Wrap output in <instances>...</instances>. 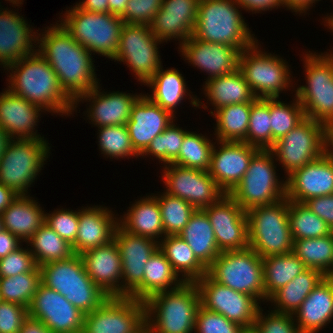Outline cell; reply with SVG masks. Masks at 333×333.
<instances>
[{
	"label": "cell",
	"instance_id": "cell-13",
	"mask_svg": "<svg viewBox=\"0 0 333 333\" xmlns=\"http://www.w3.org/2000/svg\"><path fill=\"white\" fill-rule=\"evenodd\" d=\"M276 161L286 173L314 161L328 151V127L321 122L305 118L270 148Z\"/></svg>",
	"mask_w": 333,
	"mask_h": 333
},
{
	"label": "cell",
	"instance_id": "cell-6",
	"mask_svg": "<svg viewBox=\"0 0 333 333\" xmlns=\"http://www.w3.org/2000/svg\"><path fill=\"white\" fill-rule=\"evenodd\" d=\"M59 20L61 26L91 54L114 59L124 21L110 13H94L76 4L66 10Z\"/></svg>",
	"mask_w": 333,
	"mask_h": 333
},
{
	"label": "cell",
	"instance_id": "cell-15",
	"mask_svg": "<svg viewBox=\"0 0 333 333\" xmlns=\"http://www.w3.org/2000/svg\"><path fill=\"white\" fill-rule=\"evenodd\" d=\"M195 283L202 307L222 314L226 319L239 324L247 331L252 329L261 308V303L255 297L221 285L208 274Z\"/></svg>",
	"mask_w": 333,
	"mask_h": 333
},
{
	"label": "cell",
	"instance_id": "cell-7",
	"mask_svg": "<svg viewBox=\"0 0 333 333\" xmlns=\"http://www.w3.org/2000/svg\"><path fill=\"white\" fill-rule=\"evenodd\" d=\"M288 212L287 197L246 211L249 247L261 258L290 254L293 251Z\"/></svg>",
	"mask_w": 333,
	"mask_h": 333
},
{
	"label": "cell",
	"instance_id": "cell-55",
	"mask_svg": "<svg viewBox=\"0 0 333 333\" xmlns=\"http://www.w3.org/2000/svg\"><path fill=\"white\" fill-rule=\"evenodd\" d=\"M26 247L27 249L22 246L6 257L0 258V278L34 271L38 267L33 254L28 246Z\"/></svg>",
	"mask_w": 333,
	"mask_h": 333
},
{
	"label": "cell",
	"instance_id": "cell-66",
	"mask_svg": "<svg viewBox=\"0 0 333 333\" xmlns=\"http://www.w3.org/2000/svg\"><path fill=\"white\" fill-rule=\"evenodd\" d=\"M11 140L9 134L0 126V159L3 155L5 147L8 145Z\"/></svg>",
	"mask_w": 333,
	"mask_h": 333
},
{
	"label": "cell",
	"instance_id": "cell-52",
	"mask_svg": "<svg viewBox=\"0 0 333 333\" xmlns=\"http://www.w3.org/2000/svg\"><path fill=\"white\" fill-rule=\"evenodd\" d=\"M263 313L262 307L259 309L254 326L250 330L252 333H300L293 314L268 311Z\"/></svg>",
	"mask_w": 333,
	"mask_h": 333
},
{
	"label": "cell",
	"instance_id": "cell-31",
	"mask_svg": "<svg viewBox=\"0 0 333 333\" xmlns=\"http://www.w3.org/2000/svg\"><path fill=\"white\" fill-rule=\"evenodd\" d=\"M300 333H317L333 318V276H324L293 314Z\"/></svg>",
	"mask_w": 333,
	"mask_h": 333
},
{
	"label": "cell",
	"instance_id": "cell-41",
	"mask_svg": "<svg viewBox=\"0 0 333 333\" xmlns=\"http://www.w3.org/2000/svg\"><path fill=\"white\" fill-rule=\"evenodd\" d=\"M27 244L38 267L50 262L66 260L75 254L72 245L62 239L46 223L28 239Z\"/></svg>",
	"mask_w": 333,
	"mask_h": 333
},
{
	"label": "cell",
	"instance_id": "cell-8",
	"mask_svg": "<svg viewBox=\"0 0 333 333\" xmlns=\"http://www.w3.org/2000/svg\"><path fill=\"white\" fill-rule=\"evenodd\" d=\"M303 63L306 85L298 86L295 96L302 105L305 117L333 125V52H305Z\"/></svg>",
	"mask_w": 333,
	"mask_h": 333
},
{
	"label": "cell",
	"instance_id": "cell-17",
	"mask_svg": "<svg viewBox=\"0 0 333 333\" xmlns=\"http://www.w3.org/2000/svg\"><path fill=\"white\" fill-rule=\"evenodd\" d=\"M115 240L122 260V297L143 301L144 267L149 258L159 249L155 239L124 231L117 225Z\"/></svg>",
	"mask_w": 333,
	"mask_h": 333
},
{
	"label": "cell",
	"instance_id": "cell-58",
	"mask_svg": "<svg viewBox=\"0 0 333 333\" xmlns=\"http://www.w3.org/2000/svg\"><path fill=\"white\" fill-rule=\"evenodd\" d=\"M304 203L313 213L323 219L333 231V194L311 198Z\"/></svg>",
	"mask_w": 333,
	"mask_h": 333
},
{
	"label": "cell",
	"instance_id": "cell-11",
	"mask_svg": "<svg viewBox=\"0 0 333 333\" xmlns=\"http://www.w3.org/2000/svg\"><path fill=\"white\" fill-rule=\"evenodd\" d=\"M207 274L221 285L265 302L262 258L250 247L221 252Z\"/></svg>",
	"mask_w": 333,
	"mask_h": 333
},
{
	"label": "cell",
	"instance_id": "cell-38",
	"mask_svg": "<svg viewBox=\"0 0 333 333\" xmlns=\"http://www.w3.org/2000/svg\"><path fill=\"white\" fill-rule=\"evenodd\" d=\"M323 277L316 269H307L296 276L268 299L272 303L273 311L294 314Z\"/></svg>",
	"mask_w": 333,
	"mask_h": 333
},
{
	"label": "cell",
	"instance_id": "cell-21",
	"mask_svg": "<svg viewBox=\"0 0 333 333\" xmlns=\"http://www.w3.org/2000/svg\"><path fill=\"white\" fill-rule=\"evenodd\" d=\"M258 150V147L245 142L217 140L214 143L208 172L225 194H229L242 180Z\"/></svg>",
	"mask_w": 333,
	"mask_h": 333
},
{
	"label": "cell",
	"instance_id": "cell-43",
	"mask_svg": "<svg viewBox=\"0 0 333 333\" xmlns=\"http://www.w3.org/2000/svg\"><path fill=\"white\" fill-rule=\"evenodd\" d=\"M292 252L308 269L319 270L324 276H333V232L314 239L295 240Z\"/></svg>",
	"mask_w": 333,
	"mask_h": 333
},
{
	"label": "cell",
	"instance_id": "cell-47",
	"mask_svg": "<svg viewBox=\"0 0 333 333\" xmlns=\"http://www.w3.org/2000/svg\"><path fill=\"white\" fill-rule=\"evenodd\" d=\"M41 284V270L37 267L34 271L19 275L0 278V291L2 300L13 302L29 308L35 292Z\"/></svg>",
	"mask_w": 333,
	"mask_h": 333
},
{
	"label": "cell",
	"instance_id": "cell-24",
	"mask_svg": "<svg viewBox=\"0 0 333 333\" xmlns=\"http://www.w3.org/2000/svg\"><path fill=\"white\" fill-rule=\"evenodd\" d=\"M100 82L89 92L80 95L74 101V111L81 101H87L91 104L87 108V119L96 127L126 125L130 119L132 105L140 97V94H131L126 92H105L100 89ZM85 100V101H84Z\"/></svg>",
	"mask_w": 333,
	"mask_h": 333
},
{
	"label": "cell",
	"instance_id": "cell-29",
	"mask_svg": "<svg viewBox=\"0 0 333 333\" xmlns=\"http://www.w3.org/2000/svg\"><path fill=\"white\" fill-rule=\"evenodd\" d=\"M38 105L12 94L5 88L0 94V126L11 139H44L35 131L41 112ZM35 131V132H34Z\"/></svg>",
	"mask_w": 333,
	"mask_h": 333
},
{
	"label": "cell",
	"instance_id": "cell-1",
	"mask_svg": "<svg viewBox=\"0 0 333 333\" xmlns=\"http://www.w3.org/2000/svg\"><path fill=\"white\" fill-rule=\"evenodd\" d=\"M51 25L37 33V52L56 72L64 92L75 101L98 85L95 61L60 23Z\"/></svg>",
	"mask_w": 333,
	"mask_h": 333
},
{
	"label": "cell",
	"instance_id": "cell-16",
	"mask_svg": "<svg viewBox=\"0 0 333 333\" xmlns=\"http://www.w3.org/2000/svg\"><path fill=\"white\" fill-rule=\"evenodd\" d=\"M145 326L144 301L109 297L84 316L82 333H139Z\"/></svg>",
	"mask_w": 333,
	"mask_h": 333
},
{
	"label": "cell",
	"instance_id": "cell-65",
	"mask_svg": "<svg viewBox=\"0 0 333 333\" xmlns=\"http://www.w3.org/2000/svg\"><path fill=\"white\" fill-rule=\"evenodd\" d=\"M129 0H109V13L121 17L125 13Z\"/></svg>",
	"mask_w": 333,
	"mask_h": 333
},
{
	"label": "cell",
	"instance_id": "cell-56",
	"mask_svg": "<svg viewBox=\"0 0 333 333\" xmlns=\"http://www.w3.org/2000/svg\"><path fill=\"white\" fill-rule=\"evenodd\" d=\"M162 3L163 0H129L121 18L124 23L150 25Z\"/></svg>",
	"mask_w": 333,
	"mask_h": 333
},
{
	"label": "cell",
	"instance_id": "cell-33",
	"mask_svg": "<svg viewBox=\"0 0 333 333\" xmlns=\"http://www.w3.org/2000/svg\"><path fill=\"white\" fill-rule=\"evenodd\" d=\"M118 225L128 233L149 237L157 242L165 237L158 200L152 194L135 200L127 212L118 218Z\"/></svg>",
	"mask_w": 333,
	"mask_h": 333
},
{
	"label": "cell",
	"instance_id": "cell-5",
	"mask_svg": "<svg viewBox=\"0 0 333 333\" xmlns=\"http://www.w3.org/2000/svg\"><path fill=\"white\" fill-rule=\"evenodd\" d=\"M41 283L59 292L85 315L109 298L88 276L78 254L40 266Z\"/></svg>",
	"mask_w": 333,
	"mask_h": 333
},
{
	"label": "cell",
	"instance_id": "cell-53",
	"mask_svg": "<svg viewBox=\"0 0 333 333\" xmlns=\"http://www.w3.org/2000/svg\"><path fill=\"white\" fill-rule=\"evenodd\" d=\"M246 331L222 314L210 311L201 305L198 308L194 333H245Z\"/></svg>",
	"mask_w": 333,
	"mask_h": 333
},
{
	"label": "cell",
	"instance_id": "cell-62",
	"mask_svg": "<svg viewBox=\"0 0 333 333\" xmlns=\"http://www.w3.org/2000/svg\"><path fill=\"white\" fill-rule=\"evenodd\" d=\"M109 0H82L76 5L83 10L94 13H109Z\"/></svg>",
	"mask_w": 333,
	"mask_h": 333
},
{
	"label": "cell",
	"instance_id": "cell-26",
	"mask_svg": "<svg viewBox=\"0 0 333 333\" xmlns=\"http://www.w3.org/2000/svg\"><path fill=\"white\" fill-rule=\"evenodd\" d=\"M0 9V65L5 70L37 51L35 43L39 30L35 32L18 12L2 7Z\"/></svg>",
	"mask_w": 333,
	"mask_h": 333
},
{
	"label": "cell",
	"instance_id": "cell-44",
	"mask_svg": "<svg viewBox=\"0 0 333 333\" xmlns=\"http://www.w3.org/2000/svg\"><path fill=\"white\" fill-rule=\"evenodd\" d=\"M289 223L293 241L327 236L333 231L305 203L289 200Z\"/></svg>",
	"mask_w": 333,
	"mask_h": 333
},
{
	"label": "cell",
	"instance_id": "cell-30",
	"mask_svg": "<svg viewBox=\"0 0 333 333\" xmlns=\"http://www.w3.org/2000/svg\"><path fill=\"white\" fill-rule=\"evenodd\" d=\"M103 206H87L79 209V227L72 245L75 254L108 244L113 240L118 217Z\"/></svg>",
	"mask_w": 333,
	"mask_h": 333
},
{
	"label": "cell",
	"instance_id": "cell-49",
	"mask_svg": "<svg viewBox=\"0 0 333 333\" xmlns=\"http://www.w3.org/2000/svg\"><path fill=\"white\" fill-rule=\"evenodd\" d=\"M97 134L98 146L104 157L117 160L140 157L131 144L126 125L100 127Z\"/></svg>",
	"mask_w": 333,
	"mask_h": 333
},
{
	"label": "cell",
	"instance_id": "cell-59",
	"mask_svg": "<svg viewBox=\"0 0 333 333\" xmlns=\"http://www.w3.org/2000/svg\"><path fill=\"white\" fill-rule=\"evenodd\" d=\"M245 11L261 13L272 9L284 7L282 0H235Z\"/></svg>",
	"mask_w": 333,
	"mask_h": 333
},
{
	"label": "cell",
	"instance_id": "cell-22",
	"mask_svg": "<svg viewBox=\"0 0 333 333\" xmlns=\"http://www.w3.org/2000/svg\"><path fill=\"white\" fill-rule=\"evenodd\" d=\"M286 197L304 203L308 199L333 194V156H322L294 171L286 178Z\"/></svg>",
	"mask_w": 333,
	"mask_h": 333
},
{
	"label": "cell",
	"instance_id": "cell-50",
	"mask_svg": "<svg viewBox=\"0 0 333 333\" xmlns=\"http://www.w3.org/2000/svg\"><path fill=\"white\" fill-rule=\"evenodd\" d=\"M243 142L259 149L271 148L269 98H256L251 103L247 137Z\"/></svg>",
	"mask_w": 333,
	"mask_h": 333
},
{
	"label": "cell",
	"instance_id": "cell-70",
	"mask_svg": "<svg viewBox=\"0 0 333 333\" xmlns=\"http://www.w3.org/2000/svg\"><path fill=\"white\" fill-rule=\"evenodd\" d=\"M139 333H151L149 329L145 326Z\"/></svg>",
	"mask_w": 333,
	"mask_h": 333
},
{
	"label": "cell",
	"instance_id": "cell-9",
	"mask_svg": "<svg viewBox=\"0 0 333 333\" xmlns=\"http://www.w3.org/2000/svg\"><path fill=\"white\" fill-rule=\"evenodd\" d=\"M270 149H259L248 170L229 195L245 210L273 204L286 197V181L276 176V159Z\"/></svg>",
	"mask_w": 333,
	"mask_h": 333
},
{
	"label": "cell",
	"instance_id": "cell-2",
	"mask_svg": "<svg viewBox=\"0 0 333 333\" xmlns=\"http://www.w3.org/2000/svg\"><path fill=\"white\" fill-rule=\"evenodd\" d=\"M5 70L10 74L7 76V89L12 94L23 97L52 115L73 114L74 101L61 88L56 72L37 51Z\"/></svg>",
	"mask_w": 333,
	"mask_h": 333
},
{
	"label": "cell",
	"instance_id": "cell-63",
	"mask_svg": "<svg viewBox=\"0 0 333 333\" xmlns=\"http://www.w3.org/2000/svg\"><path fill=\"white\" fill-rule=\"evenodd\" d=\"M19 333H52L40 320L28 316L20 328Z\"/></svg>",
	"mask_w": 333,
	"mask_h": 333
},
{
	"label": "cell",
	"instance_id": "cell-4",
	"mask_svg": "<svg viewBox=\"0 0 333 333\" xmlns=\"http://www.w3.org/2000/svg\"><path fill=\"white\" fill-rule=\"evenodd\" d=\"M235 0H200L192 35L201 41L246 49L257 39L242 17Z\"/></svg>",
	"mask_w": 333,
	"mask_h": 333
},
{
	"label": "cell",
	"instance_id": "cell-14",
	"mask_svg": "<svg viewBox=\"0 0 333 333\" xmlns=\"http://www.w3.org/2000/svg\"><path fill=\"white\" fill-rule=\"evenodd\" d=\"M162 42L150 30L149 25L124 23L119 46L114 57L129 67L135 79L145 85L162 67L159 48Z\"/></svg>",
	"mask_w": 333,
	"mask_h": 333
},
{
	"label": "cell",
	"instance_id": "cell-28",
	"mask_svg": "<svg viewBox=\"0 0 333 333\" xmlns=\"http://www.w3.org/2000/svg\"><path fill=\"white\" fill-rule=\"evenodd\" d=\"M92 281L109 297H122V260L115 240L80 254Z\"/></svg>",
	"mask_w": 333,
	"mask_h": 333
},
{
	"label": "cell",
	"instance_id": "cell-69",
	"mask_svg": "<svg viewBox=\"0 0 333 333\" xmlns=\"http://www.w3.org/2000/svg\"><path fill=\"white\" fill-rule=\"evenodd\" d=\"M5 1H10V3H12V6L13 7H15V6H19V7H21L20 5H22L23 4V0H5Z\"/></svg>",
	"mask_w": 333,
	"mask_h": 333
},
{
	"label": "cell",
	"instance_id": "cell-46",
	"mask_svg": "<svg viewBox=\"0 0 333 333\" xmlns=\"http://www.w3.org/2000/svg\"><path fill=\"white\" fill-rule=\"evenodd\" d=\"M278 99L269 98L271 147L306 118L304 109L296 97L291 104Z\"/></svg>",
	"mask_w": 333,
	"mask_h": 333
},
{
	"label": "cell",
	"instance_id": "cell-54",
	"mask_svg": "<svg viewBox=\"0 0 333 333\" xmlns=\"http://www.w3.org/2000/svg\"><path fill=\"white\" fill-rule=\"evenodd\" d=\"M45 223L62 239L73 245L79 227V209L77 211L63 208L54 210L52 213L45 214Z\"/></svg>",
	"mask_w": 333,
	"mask_h": 333
},
{
	"label": "cell",
	"instance_id": "cell-72",
	"mask_svg": "<svg viewBox=\"0 0 333 333\" xmlns=\"http://www.w3.org/2000/svg\"><path fill=\"white\" fill-rule=\"evenodd\" d=\"M3 300H2V297H1V291H0V302H2Z\"/></svg>",
	"mask_w": 333,
	"mask_h": 333
},
{
	"label": "cell",
	"instance_id": "cell-19",
	"mask_svg": "<svg viewBox=\"0 0 333 333\" xmlns=\"http://www.w3.org/2000/svg\"><path fill=\"white\" fill-rule=\"evenodd\" d=\"M203 210L210 220L220 252L249 247L246 211L229 194Z\"/></svg>",
	"mask_w": 333,
	"mask_h": 333
},
{
	"label": "cell",
	"instance_id": "cell-61",
	"mask_svg": "<svg viewBox=\"0 0 333 333\" xmlns=\"http://www.w3.org/2000/svg\"><path fill=\"white\" fill-rule=\"evenodd\" d=\"M284 8L286 7L287 10H291V12H295L297 15H301V13H305L310 10L317 1L321 0H282ZM314 3V4H313Z\"/></svg>",
	"mask_w": 333,
	"mask_h": 333
},
{
	"label": "cell",
	"instance_id": "cell-48",
	"mask_svg": "<svg viewBox=\"0 0 333 333\" xmlns=\"http://www.w3.org/2000/svg\"><path fill=\"white\" fill-rule=\"evenodd\" d=\"M153 195L157 198L161 210L165 236L179 235L196 209L187 201L166 192Z\"/></svg>",
	"mask_w": 333,
	"mask_h": 333
},
{
	"label": "cell",
	"instance_id": "cell-64",
	"mask_svg": "<svg viewBox=\"0 0 333 333\" xmlns=\"http://www.w3.org/2000/svg\"><path fill=\"white\" fill-rule=\"evenodd\" d=\"M18 197L13 190L0 183V215Z\"/></svg>",
	"mask_w": 333,
	"mask_h": 333
},
{
	"label": "cell",
	"instance_id": "cell-40",
	"mask_svg": "<svg viewBox=\"0 0 333 333\" xmlns=\"http://www.w3.org/2000/svg\"><path fill=\"white\" fill-rule=\"evenodd\" d=\"M251 103L232 104L215 110V141L243 142L247 137Z\"/></svg>",
	"mask_w": 333,
	"mask_h": 333
},
{
	"label": "cell",
	"instance_id": "cell-60",
	"mask_svg": "<svg viewBox=\"0 0 333 333\" xmlns=\"http://www.w3.org/2000/svg\"><path fill=\"white\" fill-rule=\"evenodd\" d=\"M22 245V241L17 236L5 229L0 231V258L6 257Z\"/></svg>",
	"mask_w": 333,
	"mask_h": 333
},
{
	"label": "cell",
	"instance_id": "cell-12",
	"mask_svg": "<svg viewBox=\"0 0 333 333\" xmlns=\"http://www.w3.org/2000/svg\"><path fill=\"white\" fill-rule=\"evenodd\" d=\"M258 45L257 40L241 51L239 70L256 98H280L282 91L294 87L289 64L274 53L260 50Z\"/></svg>",
	"mask_w": 333,
	"mask_h": 333
},
{
	"label": "cell",
	"instance_id": "cell-27",
	"mask_svg": "<svg viewBox=\"0 0 333 333\" xmlns=\"http://www.w3.org/2000/svg\"><path fill=\"white\" fill-rule=\"evenodd\" d=\"M175 118L177 117L154 103L146 94H141L132 105L130 119L126 123L135 151L140 155Z\"/></svg>",
	"mask_w": 333,
	"mask_h": 333
},
{
	"label": "cell",
	"instance_id": "cell-68",
	"mask_svg": "<svg viewBox=\"0 0 333 333\" xmlns=\"http://www.w3.org/2000/svg\"><path fill=\"white\" fill-rule=\"evenodd\" d=\"M332 15H326V17L323 18L324 25L327 26L332 32H333V13ZM325 20V21H324Z\"/></svg>",
	"mask_w": 333,
	"mask_h": 333
},
{
	"label": "cell",
	"instance_id": "cell-51",
	"mask_svg": "<svg viewBox=\"0 0 333 333\" xmlns=\"http://www.w3.org/2000/svg\"><path fill=\"white\" fill-rule=\"evenodd\" d=\"M175 120L140 154V157L152 156L162 162L163 165L172 163L179 155L185 134L188 132L175 125Z\"/></svg>",
	"mask_w": 333,
	"mask_h": 333
},
{
	"label": "cell",
	"instance_id": "cell-20",
	"mask_svg": "<svg viewBox=\"0 0 333 333\" xmlns=\"http://www.w3.org/2000/svg\"><path fill=\"white\" fill-rule=\"evenodd\" d=\"M28 316L40 320L52 333H82L85 314L59 292L41 283L28 308Z\"/></svg>",
	"mask_w": 333,
	"mask_h": 333
},
{
	"label": "cell",
	"instance_id": "cell-36",
	"mask_svg": "<svg viewBox=\"0 0 333 333\" xmlns=\"http://www.w3.org/2000/svg\"><path fill=\"white\" fill-rule=\"evenodd\" d=\"M179 236L189 245L196 258L208 269L221 254L210 220L203 209H196Z\"/></svg>",
	"mask_w": 333,
	"mask_h": 333
},
{
	"label": "cell",
	"instance_id": "cell-67",
	"mask_svg": "<svg viewBox=\"0 0 333 333\" xmlns=\"http://www.w3.org/2000/svg\"><path fill=\"white\" fill-rule=\"evenodd\" d=\"M328 151L333 156V125L328 127Z\"/></svg>",
	"mask_w": 333,
	"mask_h": 333
},
{
	"label": "cell",
	"instance_id": "cell-57",
	"mask_svg": "<svg viewBox=\"0 0 333 333\" xmlns=\"http://www.w3.org/2000/svg\"><path fill=\"white\" fill-rule=\"evenodd\" d=\"M28 308L13 302H0V333H19Z\"/></svg>",
	"mask_w": 333,
	"mask_h": 333
},
{
	"label": "cell",
	"instance_id": "cell-3",
	"mask_svg": "<svg viewBox=\"0 0 333 333\" xmlns=\"http://www.w3.org/2000/svg\"><path fill=\"white\" fill-rule=\"evenodd\" d=\"M145 323L151 333H193L200 296L195 282L156 293L145 302Z\"/></svg>",
	"mask_w": 333,
	"mask_h": 333
},
{
	"label": "cell",
	"instance_id": "cell-35",
	"mask_svg": "<svg viewBox=\"0 0 333 333\" xmlns=\"http://www.w3.org/2000/svg\"><path fill=\"white\" fill-rule=\"evenodd\" d=\"M204 84L202 90L204 89L205 98L214 109L210 114L227 105L252 103L256 99L239 69L231 74L206 80Z\"/></svg>",
	"mask_w": 333,
	"mask_h": 333
},
{
	"label": "cell",
	"instance_id": "cell-32",
	"mask_svg": "<svg viewBox=\"0 0 333 333\" xmlns=\"http://www.w3.org/2000/svg\"><path fill=\"white\" fill-rule=\"evenodd\" d=\"M185 82L186 81L179 70L175 68H168L165 70L162 66L145 84L152 89V94L150 95L147 93L146 96L164 110L169 111L173 116H175V113L177 112L175 109L177 106H180L179 104L184 98H187L186 96H190V104L192 107H202L207 109L208 106L205 105V103L203 104L196 95H190L191 92L190 90L188 92L187 83Z\"/></svg>",
	"mask_w": 333,
	"mask_h": 333
},
{
	"label": "cell",
	"instance_id": "cell-18",
	"mask_svg": "<svg viewBox=\"0 0 333 333\" xmlns=\"http://www.w3.org/2000/svg\"><path fill=\"white\" fill-rule=\"evenodd\" d=\"M162 167V181L166 187L164 192L187 201L195 209H204L225 195L208 171L172 163Z\"/></svg>",
	"mask_w": 333,
	"mask_h": 333
},
{
	"label": "cell",
	"instance_id": "cell-71",
	"mask_svg": "<svg viewBox=\"0 0 333 333\" xmlns=\"http://www.w3.org/2000/svg\"><path fill=\"white\" fill-rule=\"evenodd\" d=\"M3 230V223H2V217L0 215V231Z\"/></svg>",
	"mask_w": 333,
	"mask_h": 333
},
{
	"label": "cell",
	"instance_id": "cell-23",
	"mask_svg": "<svg viewBox=\"0 0 333 333\" xmlns=\"http://www.w3.org/2000/svg\"><path fill=\"white\" fill-rule=\"evenodd\" d=\"M179 49L187 63L207 72V80L237 71L240 54L244 50L226 44L201 41L193 35L182 43Z\"/></svg>",
	"mask_w": 333,
	"mask_h": 333
},
{
	"label": "cell",
	"instance_id": "cell-39",
	"mask_svg": "<svg viewBox=\"0 0 333 333\" xmlns=\"http://www.w3.org/2000/svg\"><path fill=\"white\" fill-rule=\"evenodd\" d=\"M265 301L308 268L293 253L262 258Z\"/></svg>",
	"mask_w": 333,
	"mask_h": 333
},
{
	"label": "cell",
	"instance_id": "cell-45",
	"mask_svg": "<svg viewBox=\"0 0 333 333\" xmlns=\"http://www.w3.org/2000/svg\"><path fill=\"white\" fill-rule=\"evenodd\" d=\"M214 143L213 139L211 140L202 133L188 131L184 136L179 155L172 164L208 171Z\"/></svg>",
	"mask_w": 333,
	"mask_h": 333
},
{
	"label": "cell",
	"instance_id": "cell-37",
	"mask_svg": "<svg viewBox=\"0 0 333 333\" xmlns=\"http://www.w3.org/2000/svg\"><path fill=\"white\" fill-rule=\"evenodd\" d=\"M159 250L184 282H195L208 272V269L196 258L192 249L179 235L165 236L159 242Z\"/></svg>",
	"mask_w": 333,
	"mask_h": 333
},
{
	"label": "cell",
	"instance_id": "cell-10",
	"mask_svg": "<svg viewBox=\"0 0 333 333\" xmlns=\"http://www.w3.org/2000/svg\"><path fill=\"white\" fill-rule=\"evenodd\" d=\"M48 144L45 139H11L0 159V183L18 195H28L50 156Z\"/></svg>",
	"mask_w": 333,
	"mask_h": 333
},
{
	"label": "cell",
	"instance_id": "cell-34",
	"mask_svg": "<svg viewBox=\"0 0 333 333\" xmlns=\"http://www.w3.org/2000/svg\"><path fill=\"white\" fill-rule=\"evenodd\" d=\"M36 201L30 195H18L1 214L3 229L25 243L45 223L46 213Z\"/></svg>",
	"mask_w": 333,
	"mask_h": 333
},
{
	"label": "cell",
	"instance_id": "cell-25",
	"mask_svg": "<svg viewBox=\"0 0 333 333\" xmlns=\"http://www.w3.org/2000/svg\"><path fill=\"white\" fill-rule=\"evenodd\" d=\"M200 0H163L150 23V30L161 42L179 41V46L192 37Z\"/></svg>",
	"mask_w": 333,
	"mask_h": 333
},
{
	"label": "cell",
	"instance_id": "cell-42",
	"mask_svg": "<svg viewBox=\"0 0 333 333\" xmlns=\"http://www.w3.org/2000/svg\"><path fill=\"white\" fill-rule=\"evenodd\" d=\"M144 270V302L156 293L176 289L184 283L159 249L149 258Z\"/></svg>",
	"mask_w": 333,
	"mask_h": 333
}]
</instances>
